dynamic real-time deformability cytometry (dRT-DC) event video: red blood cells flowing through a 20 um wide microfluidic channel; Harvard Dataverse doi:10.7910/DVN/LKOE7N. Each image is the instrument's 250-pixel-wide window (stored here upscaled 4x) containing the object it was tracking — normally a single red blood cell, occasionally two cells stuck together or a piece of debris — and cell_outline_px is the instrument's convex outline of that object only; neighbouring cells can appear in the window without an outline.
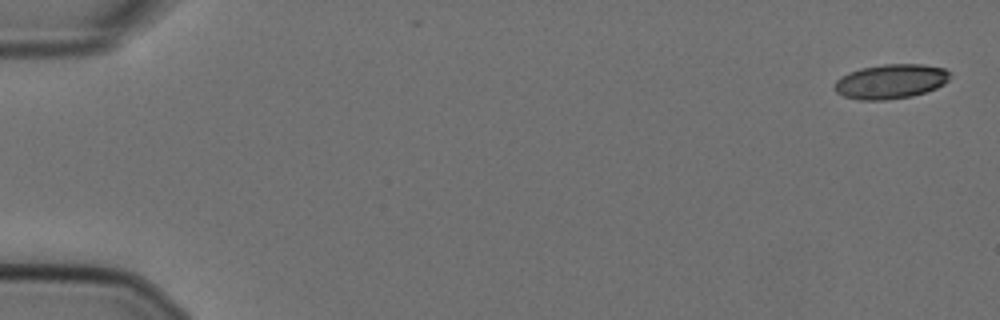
{"species": "Egyptian fruit bat (a non-hibernating species)", "species_latin": "Rousettus aegyptiacus", "temperature_condition": "cold", "stored_images_in_passage": 56, "camera_frame_rate_fps": 3000, "um_per_image_px": 0.085, "animal": {"sex": "female"}, "frame": {"image": 1, "passage_image": 1, "time_ms": 0.0, "image_size_px": [1000, 320], "cell_outline_px": [[948, 80], [944, 84], [936, 88], [912, 96], [884, 100], [860, 100], [844, 96], [836, 92], [832, 88], [836, 80], [840, 76], [848, 72], [860, 68], [884, 64], [924, 64], [944, 68], [948, 72]], "centroid_in_image_um": [75.66, 6.92], "position_along_channel_um": 9.3, "area_um2": 23.29}}
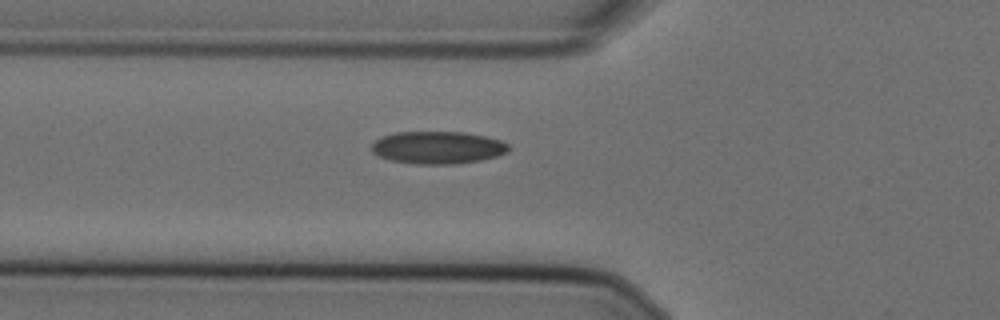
{"frame": {"image": 2, "passage_image": 20, "time_ms": 6.333, "image_size_px": [1000, 320], "cell_outline_px": [[508, 152], [496, 156], [480, 160], [456, 164], [416, 164], [388, 160], [372, 152], [372, 144], [380, 136], [396, 132], [464, 132], [484, 136], [500, 140], [508, 144]], "centroid_in_image_um": [37.18, 12.54], "position_along_channel_um": 88.6, "area_um2": 25.95}}
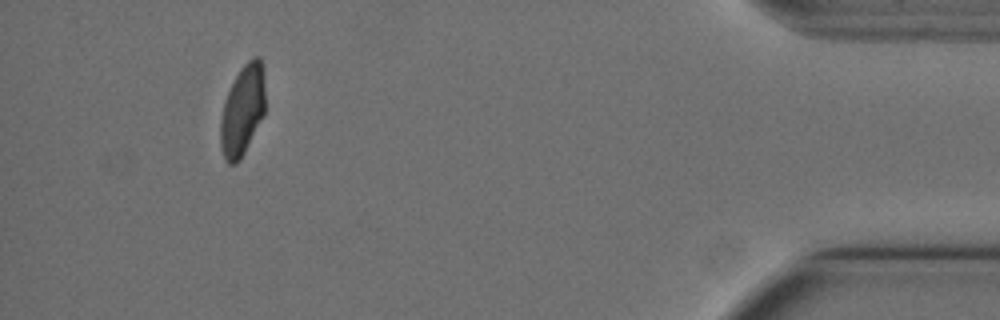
{"frame": {"image": 3, "passage_image": 52, "time_ms": 17.0, "image_size_px": [1000, 320], "cell_outline_px": [[264, 116], [240, 160], [236, 164], [228, 164], [224, 160], [220, 144], [220, 120], [224, 100], [240, 68], [252, 56], [260, 56], [264, 84]], "centroid_in_image_um": [20.6, 9.41], "position_along_channel_um": 414.6, "area_um2": 23.64}, "authors_computed_cell_mechanics": {"area_um2": 24.6228, "velocity_mm_per_s": 3.6052, "shape_relaxation_time_tau1_ms": 10.6197, "shape_relaxation_time_tau2_ms": 1.2566, "deformation_change_tau1": 0.2416, "deformation_change_tau2": 0.0479}}